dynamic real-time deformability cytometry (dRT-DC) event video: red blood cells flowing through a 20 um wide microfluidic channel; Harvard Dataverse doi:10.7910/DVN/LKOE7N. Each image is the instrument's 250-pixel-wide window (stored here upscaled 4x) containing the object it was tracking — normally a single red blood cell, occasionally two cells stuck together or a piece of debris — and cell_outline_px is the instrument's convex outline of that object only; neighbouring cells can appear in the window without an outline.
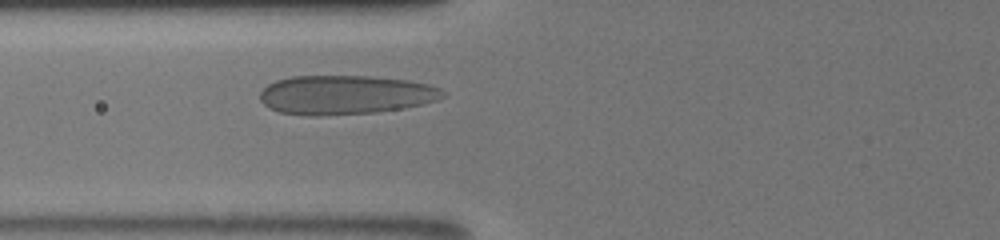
{"species": "human", "species_latin": "Homo sapiens", "temperature_condition": "room temperature", "stored_images_in_passage": 3, "camera_frame_rate_fps": 3000, "um_per_image_px": 0.085, "donor": {"sex": "male"}, "frame": {"image": 1, "passage_image": 3, "time_ms": 1.0, "image_size_px": [1000, 240], "cell_outline_px": [[448, 96], [440, 100], [424, 104], [404, 108], [376, 112], [320, 116], [308, 116], [280, 112], [268, 108], [260, 100], [260, 92], [268, 84], [276, 80], [292, 76], [368, 76], [408, 80], [428, 84], [440, 88]], "centroid_in_image_um": [29.38, 8.07], "position_along_channel_um": 96.4, "area_um2": 42.08}}